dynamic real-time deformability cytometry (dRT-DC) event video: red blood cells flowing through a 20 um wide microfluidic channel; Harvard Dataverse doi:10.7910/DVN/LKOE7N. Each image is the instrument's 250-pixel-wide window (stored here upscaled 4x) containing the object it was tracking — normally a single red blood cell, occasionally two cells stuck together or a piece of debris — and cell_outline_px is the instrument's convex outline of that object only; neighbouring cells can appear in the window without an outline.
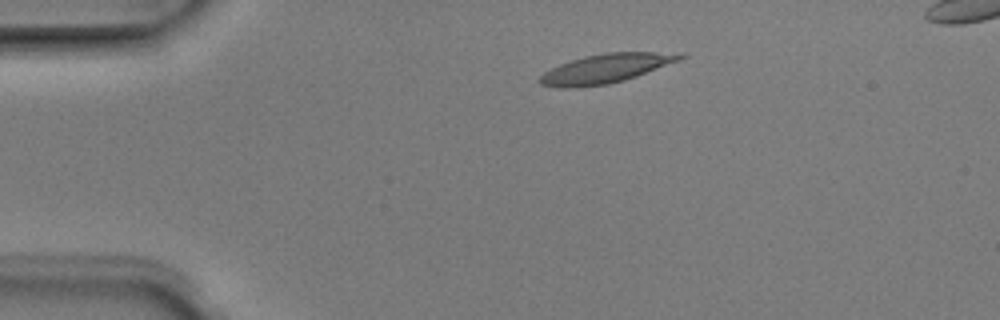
{"species": "Egyptian fruit bat (a non-hibernating species)", "species_latin": "Rousettus aegyptiacus", "temperature_condition": "room temperature", "stored_images_in_passage": 4, "camera_frame_rate_fps": 3000, "um_per_image_px": 0.085, "animal": {"sex": "male"}, "frame": {"image": 1, "passage_image": 1, "time_ms": 0.0, "image_size_px": [1000, 320], "cell_outline_px": [[688, 56], [680, 60], [636, 76], [624, 80], [608, 84], [568, 88], [560, 88], [540, 84], [540, 76], [544, 72], [560, 64], [584, 56], [604, 52], [680, 52]], "centroid_in_image_um": [51.53, 5.81], "position_along_channel_um": 33.5, "area_um2": 23.7}}
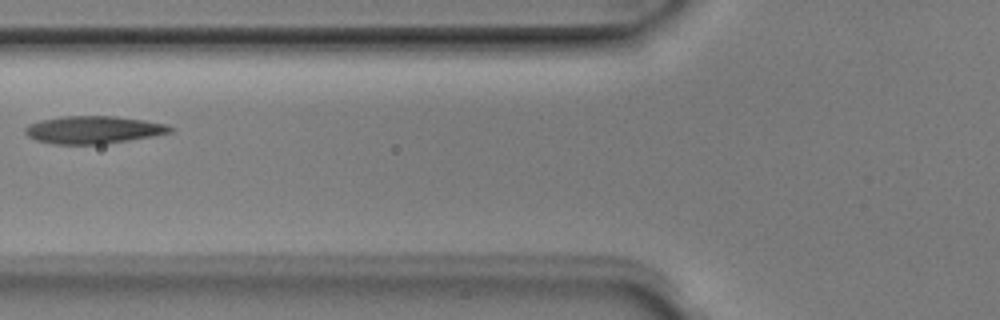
{"frame": {"image": 2, "passage_image": 3, "time_ms": 0.667, "image_size_px": [1000, 320], "cell_outline_px": [[176, 128], [172, 132], [156, 136], [104, 144], [56, 144], [36, 140], [28, 136], [24, 132], [24, 128], [28, 124], [40, 120], [60, 116], [116, 116], [144, 120], [168, 124]], "centroid_in_image_um": [7.98, 11.03], "position_along_channel_um": 117.8, "area_um2": 23.64}}
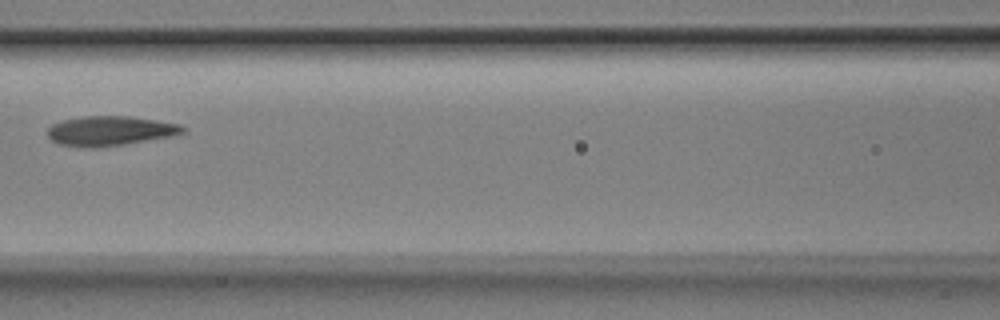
{"frame": {"image": 3, "passage_image": 4, "time_ms": 1.0, "image_size_px": [1000, 320], "cell_outline_px": [[184, 132], [172, 136], [100, 148], [80, 148], [60, 144], [52, 140], [48, 136], [48, 128], [52, 124], [64, 120], [84, 116], [128, 116], [156, 120], [180, 124], [184, 128]], "centroid_in_image_um": [9.33, 11.13], "position_along_channel_um": 157.3, "area_um2": 23.35}}